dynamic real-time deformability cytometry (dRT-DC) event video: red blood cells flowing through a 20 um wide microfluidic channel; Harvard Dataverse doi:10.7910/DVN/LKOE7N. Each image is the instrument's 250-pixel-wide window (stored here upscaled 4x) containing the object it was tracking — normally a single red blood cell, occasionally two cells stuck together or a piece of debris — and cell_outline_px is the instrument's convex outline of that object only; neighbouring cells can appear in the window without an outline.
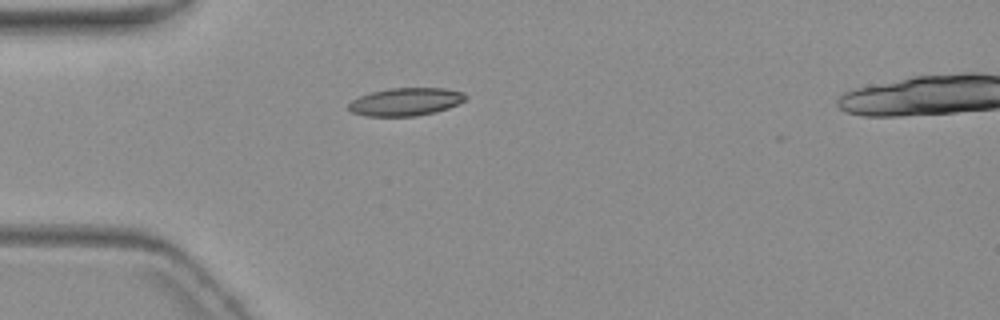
{"species": "common noctule bat (a hibernating species)", "species_latin": "Nyctalus noctula", "temperature_condition": "warm", "stored_images_in_passage": 1, "camera_frame_rate_fps": 3000, "um_per_image_px": 0.085, "animal": {"sex": "female", "body_mass_g": 19.3, "forearm_length_mm": 54.1}, "frame": {"image": 1, "passage_image": 1, "time_ms": 0.0, "image_size_px": [1000, 320], "cell_outline_px": [[468, 96], [464, 100], [448, 108], [436, 112], [416, 116], [364, 116], [352, 112], [348, 108], [348, 104], [352, 100], [360, 96], [372, 92], [392, 88], [444, 88], [464, 92]], "centroid_in_image_um": [34.49, 8.65], "position_along_channel_um": 50.5, "area_um2": 18.96}}